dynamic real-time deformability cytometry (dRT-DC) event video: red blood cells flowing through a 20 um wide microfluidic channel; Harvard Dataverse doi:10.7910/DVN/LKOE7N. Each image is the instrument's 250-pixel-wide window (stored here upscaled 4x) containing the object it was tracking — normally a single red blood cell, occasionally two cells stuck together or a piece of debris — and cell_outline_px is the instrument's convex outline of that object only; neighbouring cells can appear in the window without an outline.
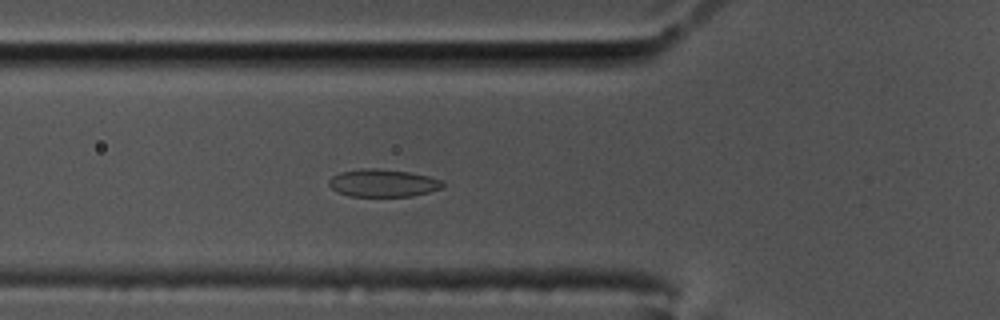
{"species": "common noctule bat (a hibernating species)", "species_latin": "Nyctalus noctula", "temperature_condition": "cold", "stored_images_in_passage": 58, "camera_frame_rate_fps": 3000, "um_per_image_px": 0.085, "animal": {"sex": "male", "body_mass_g": 17.5, "forearm_length_mm": 52.3}, "frame": {"image": 1, "passage_image": 20, "time_ms": 6.333, "image_size_px": [1000, 320], "cell_outline_px": [[444, 188], [412, 196], [348, 196], [332, 188], [328, 184], [328, 180], [332, 176], [340, 172], [360, 168], [376, 168], [408, 172], [428, 176], [440, 180], [444, 184]], "centroid_in_image_um": [32.54, 15.55], "position_along_channel_um": 93.3, "area_um2": 18.26}}
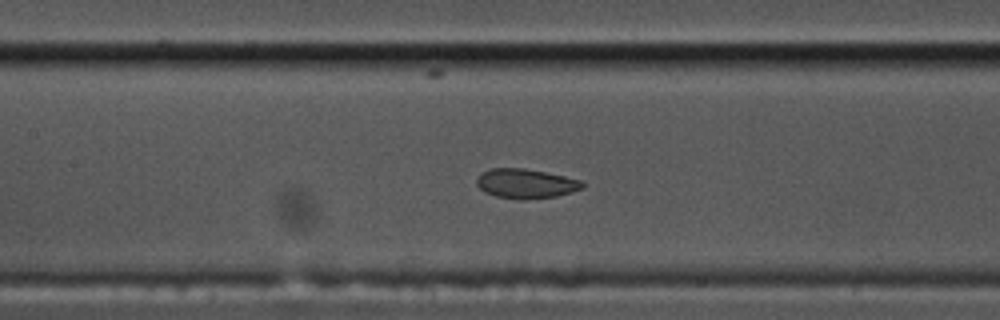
{"frame": {"image": 2, "passage_image": 26, "time_ms": 8.333, "image_size_px": [1000, 320], "cell_outline_px": [[584, 188], [572, 192], [556, 196], [524, 200], [520, 200], [496, 196], [484, 192], [476, 184], [476, 180], [480, 172], [492, 168], [524, 168], [564, 176], [580, 180], [584, 184]], "centroid_in_image_um": [44.67, 15.61], "position_along_channel_um": 162.7, "area_um2": 18.26}}
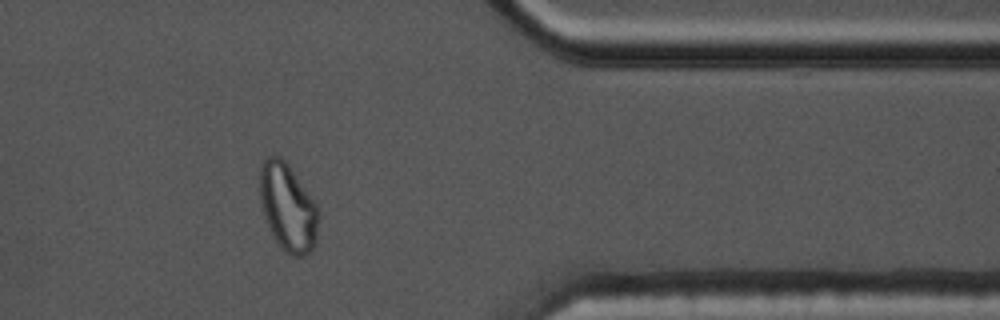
{"frame": {"image": 3, "passage_image": 47, "time_ms": 15.333, "image_size_px": [1000, 320], "cell_outline_px": [[320, 216], [316, 244], [308, 252], [300, 256], [292, 256], [284, 252], [276, 240], [264, 216], [260, 200], [260, 164], [268, 156], [280, 156], [288, 164], [316, 204], [320, 212]], "centroid_in_image_um": [24.48, 17.63], "position_along_channel_um": 386.9, "area_um2": 29.88}}